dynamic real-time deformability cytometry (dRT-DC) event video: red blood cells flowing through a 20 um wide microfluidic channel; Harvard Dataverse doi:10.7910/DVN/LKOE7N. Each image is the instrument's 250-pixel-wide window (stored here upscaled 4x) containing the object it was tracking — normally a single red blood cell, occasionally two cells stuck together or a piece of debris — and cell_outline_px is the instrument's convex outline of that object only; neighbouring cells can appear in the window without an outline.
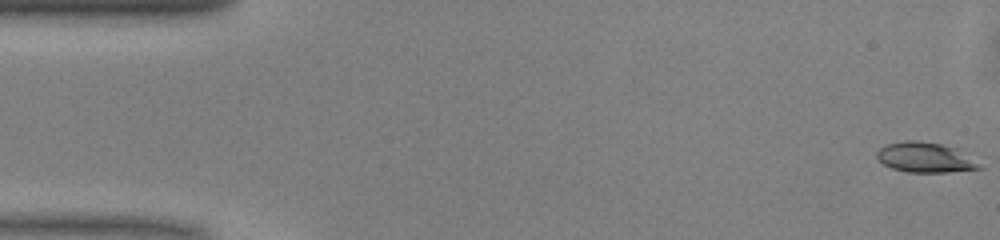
{"species": "common noctule bat (a hibernating species)", "species_latin": "Nyctalus noctula", "temperature_condition": "warm", "stored_images_in_passage": 50, "camera_frame_rate_fps": 3000, "um_per_image_px": 0.085, "animal": {"sex": "male", "body_mass_g": 13.0, "forearm_length_mm": 53.1}, "frame": {"image": 1, "passage_image": 1, "time_ms": 0.0, "image_size_px": [1000, 240], "cell_outline_px": [[984, 168], [948, 172], [908, 172], [892, 168], [884, 164], [876, 156], [876, 152], [884, 144], [904, 140], [916, 140], [940, 144], [952, 148]], "centroid_in_image_um": [78.51, 13.38], "position_along_channel_um": 6.5, "area_um2": 17.4}}
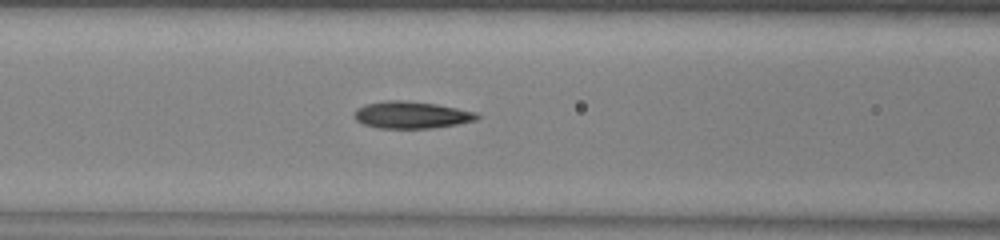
{"frame": {"image": 2, "passage_image": 20, "time_ms": 6.333, "image_size_px": [1000, 240], "cell_outline_px": [[480, 116], [476, 120], [456, 124], [432, 128], [380, 128], [364, 124], [356, 120], [352, 116], [356, 108], [364, 104], [384, 100], [404, 100], [436, 104], [476, 112]], "centroid_in_image_um": [34.92, 9.76], "position_along_channel_um": 131.7, "area_um2": 19.36}}
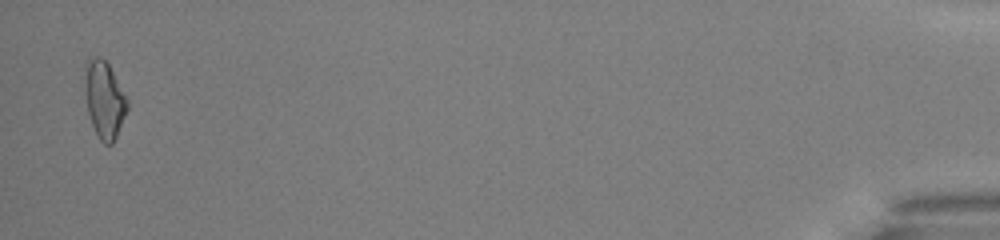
{"frame": {"image": 3, "passage_image": 49, "time_ms": 16.0, "image_size_px": [1000, 240], "cell_outline_px": [[128, 108], [116, 136], [112, 144], [104, 144], [100, 140], [92, 124], [88, 112], [84, 88], [84, 64], [88, 56], [100, 56], [108, 64], [128, 100]], "centroid_in_image_um": [8.83, 8.41], "position_along_channel_um": 426.4, "area_um2": 19.07}, "authors_computed_cell_mechanics": {"area_um2": 18.5249, "velocity_mm_per_s": 4.0938, "shape_relaxation_time_tau1_ms": 4.0862, "shape_relaxation_time_tau2_ms": 3.9501, "deformation_change_tau1": 0.1627, "deformation_change_tau2": 0.1079}}